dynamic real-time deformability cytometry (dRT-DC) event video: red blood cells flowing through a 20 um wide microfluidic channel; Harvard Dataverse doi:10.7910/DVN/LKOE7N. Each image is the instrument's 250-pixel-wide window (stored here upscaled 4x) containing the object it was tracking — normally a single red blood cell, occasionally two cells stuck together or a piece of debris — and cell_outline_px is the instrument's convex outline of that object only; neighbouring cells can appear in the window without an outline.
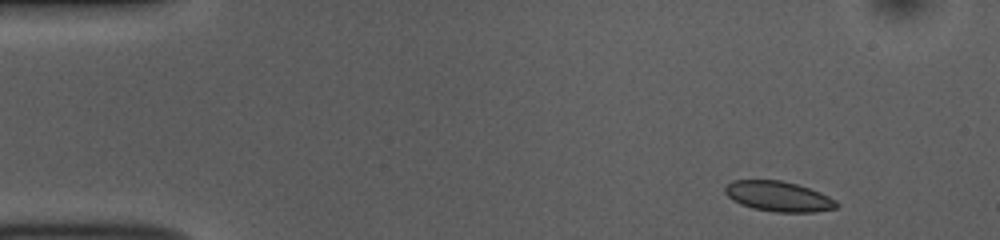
{"species": "common noctule bat (a hibernating species)", "species_latin": "Nyctalus noctula", "temperature_condition": "room temperature", "stored_images_in_passage": 49, "camera_frame_rate_fps": 3000, "um_per_image_px": 0.085, "animal": {"sex": "female", "body_mass_g": 10.0, "forearm_length_mm": 53.1}, "frame": {"image": 1, "passage_image": 3, "time_ms": 0.667, "image_size_px": [1000, 240], "cell_outline_px": [[840, 204], [836, 208], [812, 212], [776, 212], [752, 208], [740, 204], [732, 200], [724, 192], [724, 188], [732, 180], [780, 180], [796, 184], [820, 192], [836, 200]], "centroid_in_image_um": [66.16, 16.69], "position_along_channel_um": 18.8, "area_um2": 19.59}}
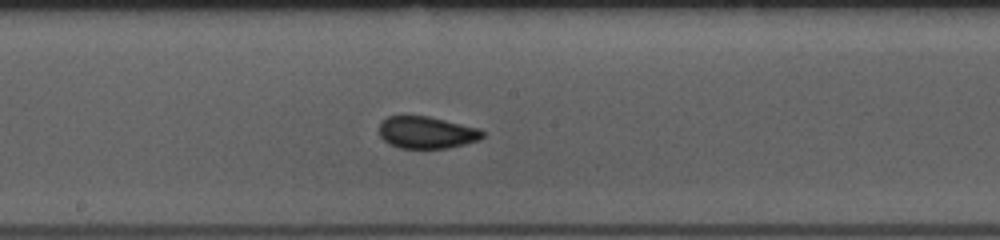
{"frame": {"image": 2, "passage_image": 25, "time_ms": 8.0, "image_size_px": [1000, 240], "cell_outline_px": [[484, 136], [480, 140], [448, 148], [400, 148], [388, 144], [380, 136], [380, 124], [388, 116], [428, 116], [480, 128], [484, 132]], "centroid_in_image_um": [36.29, 11.27], "position_along_channel_um": 211.9, "area_um2": 19.31}}
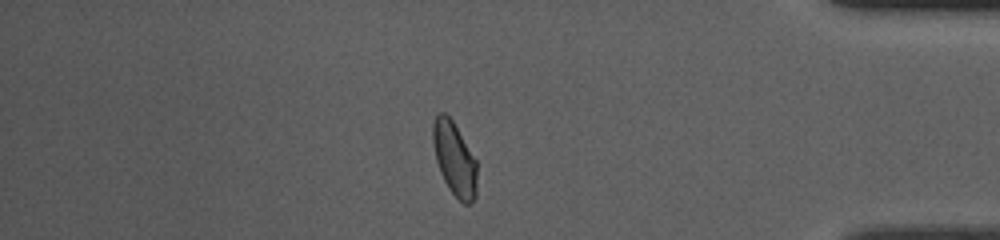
{"frame": {"image": 3, "passage_image": 42, "time_ms": 13.667, "image_size_px": [1000, 240], "cell_outline_px": [[476, 196], [472, 204], [464, 204], [448, 188], [440, 172], [436, 160], [432, 140], [432, 124], [436, 116], [440, 112], [444, 112], [452, 120], [476, 160]], "centroid_in_image_um": [38.62, 13.51], "position_along_channel_um": 396.6, "area_um2": 18.79}, "authors_computed_cell_mechanics": {"area_um2": 19.5364, "velocity_mm_per_s": 3.8179, "shape_relaxation_time_tau1_ms": 3.4197, "shape_relaxation_time_tau2_ms": null, "deformation_change_tau1": 0.0924, "deformation_change_tau2": null}}